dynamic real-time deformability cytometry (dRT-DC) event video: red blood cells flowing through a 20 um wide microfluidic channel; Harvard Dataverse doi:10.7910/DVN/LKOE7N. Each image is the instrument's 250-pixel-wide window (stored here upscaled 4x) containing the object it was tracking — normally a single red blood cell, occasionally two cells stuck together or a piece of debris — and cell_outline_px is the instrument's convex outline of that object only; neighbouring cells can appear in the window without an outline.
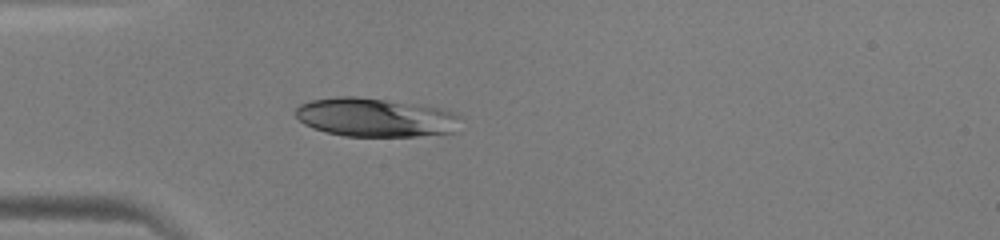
{"species": "human", "species_latin": "Homo sapiens", "temperature_condition": "warm", "stored_images_in_passage": 34, "camera_frame_rate_fps": 3000, "um_per_image_px": 0.085, "donor": {"sex": "male"}, "frame": {"image": 1, "passage_image": 1, "time_ms": 0.0, "image_size_px": [1000, 240], "cell_outline_px": [[460, 116], [452, 132], [416, 136], [344, 136], [324, 132], [312, 128], [304, 124], [296, 116], [296, 108], [300, 104], [312, 100], [336, 96], [356, 96], [388, 100], [436, 108], [452, 112]], "centroid_in_image_um": [31.8, 9.98], "position_along_channel_um": 53.2, "area_um2": 36.82}}
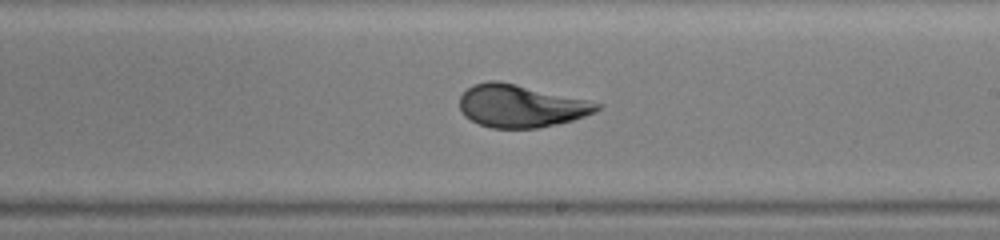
{"frame": {"image": 2, "passage_image": 15, "time_ms": 4.667, "image_size_px": [1000, 240], "cell_outline_px": [[604, 104], [596, 112], [572, 120], [556, 124], [536, 128], [492, 128], [480, 124], [464, 116], [460, 108], [460, 96], [472, 84], [488, 80], [496, 80], [516, 84], [588, 100]], "centroid_in_image_um": [44.27, 9.0], "position_along_channel_um": 244.7, "area_um2": 33.99}}
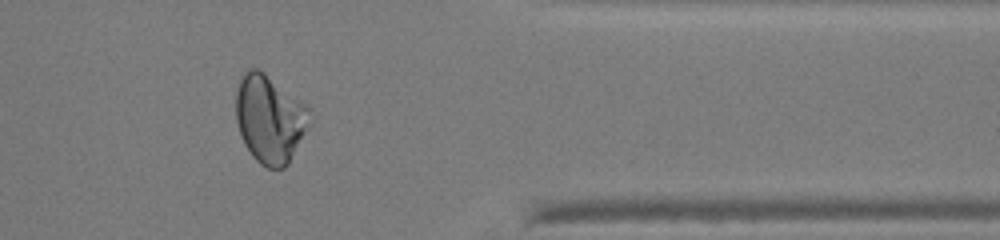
{"frame": {"image": 3, "passage_image": 26, "time_ms": 8.333, "image_size_px": [1000, 240], "cell_outline_px": [[312, 124], [288, 164], [284, 168], [268, 168], [260, 164], [252, 156], [244, 144], [236, 120], [236, 92], [240, 80], [244, 72], [248, 68], [260, 68], [308, 104], [312, 120]], "centroid_in_image_um": [22.97, 10.08], "position_along_channel_um": 388.4, "area_um2": 38.67}}